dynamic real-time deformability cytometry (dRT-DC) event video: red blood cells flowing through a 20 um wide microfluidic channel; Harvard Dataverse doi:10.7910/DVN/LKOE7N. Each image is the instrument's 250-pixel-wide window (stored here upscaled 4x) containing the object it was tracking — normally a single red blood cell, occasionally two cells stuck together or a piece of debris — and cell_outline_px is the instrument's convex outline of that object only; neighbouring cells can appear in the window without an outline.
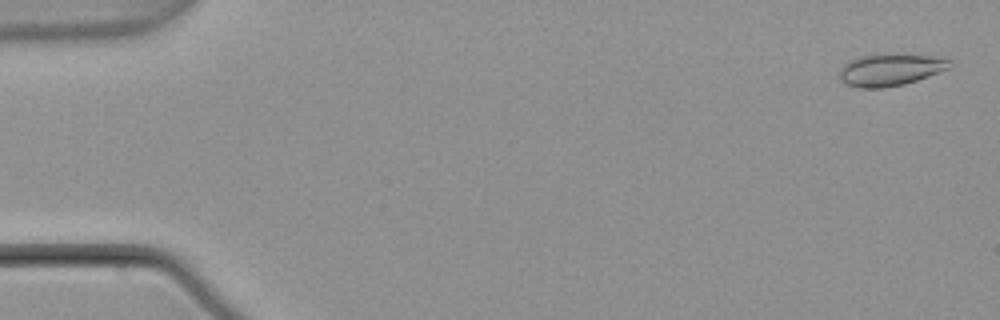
{"species": "common noctule bat (a hibernating species)", "species_latin": "Nyctalus noctula", "temperature_condition": "warm", "stored_images_in_passage": 5, "camera_frame_rate_fps": 3000, "um_per_image_px": 0.085, "animal": {"sex": "male", "body_mass_g": 21.5, "forearm_length_mm": 52.0}, "frame": {"image": 1, "passage_image": 1, "time_ms": 0.0, "image_size_px": [1000, 320], "cell_outline_px": [[948, 68], [928, 76], [904, 84], [884, 88], [860, 88], [848, 84], [840, 80], [840, 68], [848, 60], [860, 56], [896, 52], [932, 56], [948, 60]], "centroid_in_image_um": [75.61, 5.9], "position_along_channel_um": 9.4, "area_um2": 20.63}}